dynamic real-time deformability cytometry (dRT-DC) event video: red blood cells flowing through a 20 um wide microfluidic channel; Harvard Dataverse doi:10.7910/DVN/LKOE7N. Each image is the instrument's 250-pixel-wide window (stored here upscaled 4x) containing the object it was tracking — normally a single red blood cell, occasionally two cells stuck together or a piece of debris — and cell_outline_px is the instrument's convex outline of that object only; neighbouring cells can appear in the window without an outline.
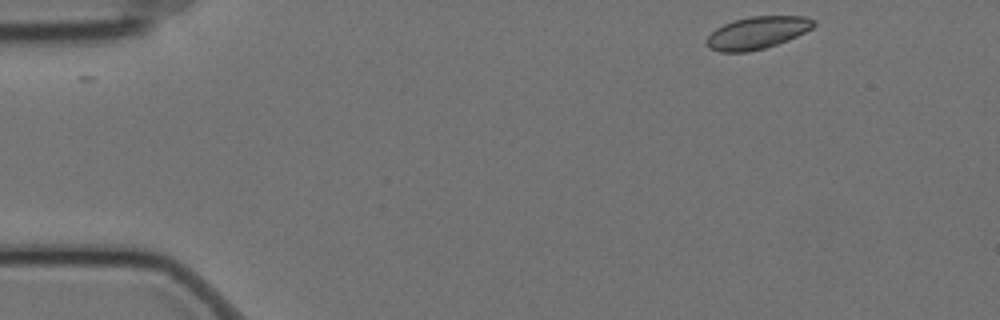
{"species": "Egyptian fruit bat (a non-hibernating species)", "species_latin": "Rousettus aegyptiacus", "temperature_condition": "cold", "stored_images_in_passage": 52, "camera_frame_rate_fps": 3000, "um_per_image_px": 0.085, "animal": {"sex": "female"}, "frame": {"image": 1, "passage_image": 1, "time_ms": 0.0, "image_size_px": [1000, 320], "cell_outline_px": [[816, 24], [812, 28], [788, 40], [764, 48], [748, 52], [720, 52], [708, 48], [704, 44], [704, 40], [716, 28], [724, 24], [736, 20], [752, 16], [804, 16], [816, 20]], "centroid_in_image_um": [64.34, 2.79], "position_along_channel_um": 20.7, "area_um2": 20.23}}
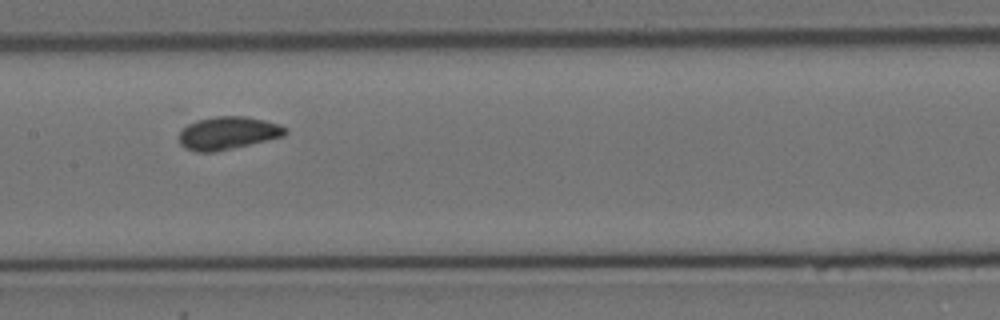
{"frame": {"image": 2, "passage_image": 23, "time_ms": 7.333, "image_size_px": [1000, 320], "cell_outline_px": [[288, 132], [284, 136], [216, 152], [196, 152], [184, 148], [180, 144], [180, 132], [188, 124], [196, 120], [216, 116], [244, 116], [264, 120], [280, 124], [288, 128]], "centroid_in_image_um": [19.38, 11.31], "position_along_channel_um": 188.0, "area_um2": 20.4}}
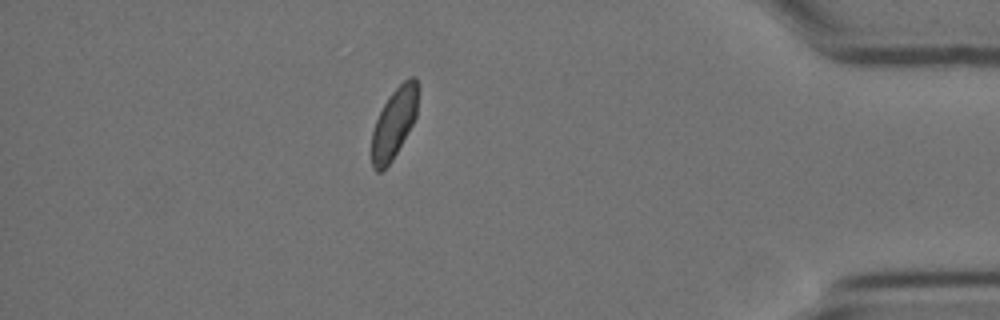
{"frame": {"image": 3, "passage_image": 45, "time_ms": 14.667, "image_size_px": [1000, 320], "cell_outline_px": [[416, 116], [408, 132], [392, 160], [380, 172], [376, 172], [372, 168], [372, 132], [376, 120], [388, 96], [404, 80], [412, 76], [416, 76]], "centroid_in_image_um": [33.46, 10.49], "position_along_channel_um": 401.7, "area_um2": 18.44}, "authors_computed_cell_mechanics": {"area_um2": 20.1722, "velocity_mm_per_s": 3.4776, "shape_relaxation_time_tau1_ms": 5.6499, "shape_relaxation_time_tau2_ms": null, "deformation_change_tau1": 0.0814, "deformation_change_tau2": null}}